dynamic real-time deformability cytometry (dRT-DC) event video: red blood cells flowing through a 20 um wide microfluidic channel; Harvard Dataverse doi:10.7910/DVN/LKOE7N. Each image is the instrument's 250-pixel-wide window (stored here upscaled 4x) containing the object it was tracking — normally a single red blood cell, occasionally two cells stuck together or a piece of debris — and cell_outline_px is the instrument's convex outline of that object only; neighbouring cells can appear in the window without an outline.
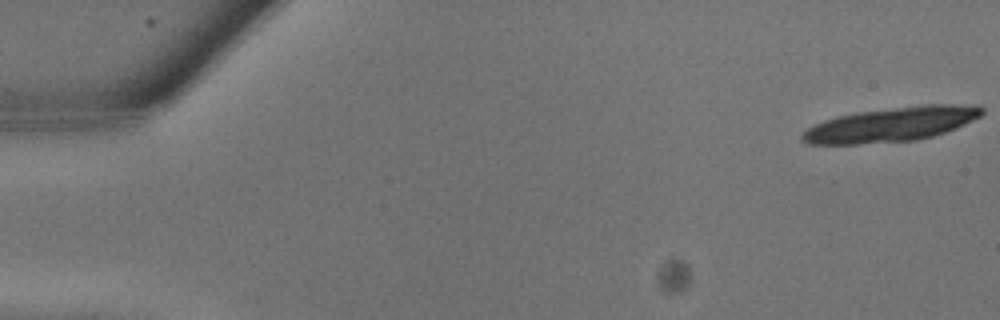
{"species": "common noctule bat (a hibernating species)", "species_latin": "Nyctalus noctula", "temperature_condition": "warm", "stored_images_in_passage": 10, "camera_frame_rate_fps": 3000, "um_per_image_px": 0.085, "animal": {"sex": "male", "body_mass_g": 13.3}, "frame": {"image": 1, "passage_image": 1, "time_ms": 0.0, "image_size_px": [1000, 320], "cell_outline_px": [[984, 112], [980, 116], [956, 128], [932, 136], [916, 140], [856, 144], [808, 144], [800, 140], [800, 136], [808, 128], [824, 120], [836, 116], [856, 112], [924, 104], [980, 104], [984, 108]], "centroid_in_image_um": [75.78, 10.56], "position_along_channel_um": 9.2, "area_um2": 36.13}}